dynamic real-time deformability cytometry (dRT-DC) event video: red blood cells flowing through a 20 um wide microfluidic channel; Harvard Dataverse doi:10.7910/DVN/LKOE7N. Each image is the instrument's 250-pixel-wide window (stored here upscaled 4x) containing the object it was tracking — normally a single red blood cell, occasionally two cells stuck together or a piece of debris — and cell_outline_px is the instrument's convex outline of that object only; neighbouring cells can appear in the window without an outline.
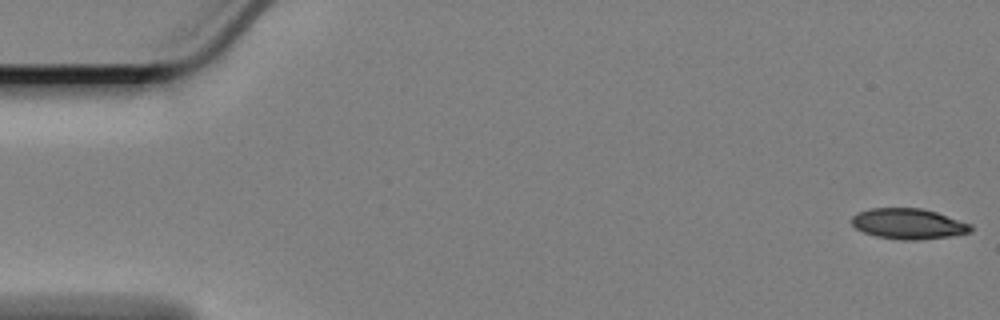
{"species": "Egyptian fruit bat (a non-hibernating species)", "species_latin": "Rousettus aegyptiacus", "temperature_condition": "cold", "stored_images_in_passage": 60, "segment_of_instrument_passage": [1, 2], "camera_frame_rate_fps": 3000, "um_per_image_px": 0.085, "animal": {"sex": "female"}, "frame": {"image": 1, "passage_image": 1, "time_ms": 0.0, "image_size_px": [1000, 320], "cell_outline_px": [[972, 232], [948, 236], [916, 240], [904, 240], [876, 236], [864, 232], [856, 228], [852, 224], [852, 216], [856, 212], [872, 208], [920, 208], [936, 212], [972, 224]], "centroid_in_image_um": [77.21, 19.01], "position_along_channel_um": 7.8, "area_um2": 21.1}}
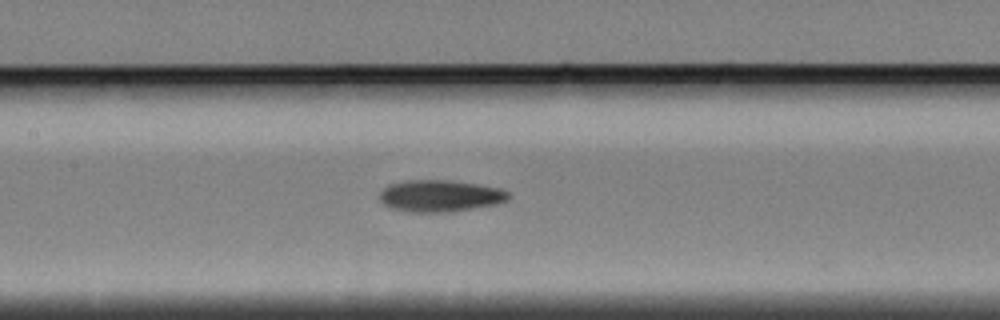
{"frame": {"image": 2, "passage_image": 27, "time_ms": 8.667, "image_size_px": [1000, 320], "cell_outline_px": [[512, 196], [508, 200], [496, 204], [452, 212], [408, 212], [392, 208], [384, 204], [380, 200], [380, 192], [384, 188], [392, 184], [408, 180], [444, 180], [500, 188], [508, 192]], "centroid_in_image_um": [37.42, 16.67], "position_along_channel_um": 170.0, "area_um2": 23.64}}
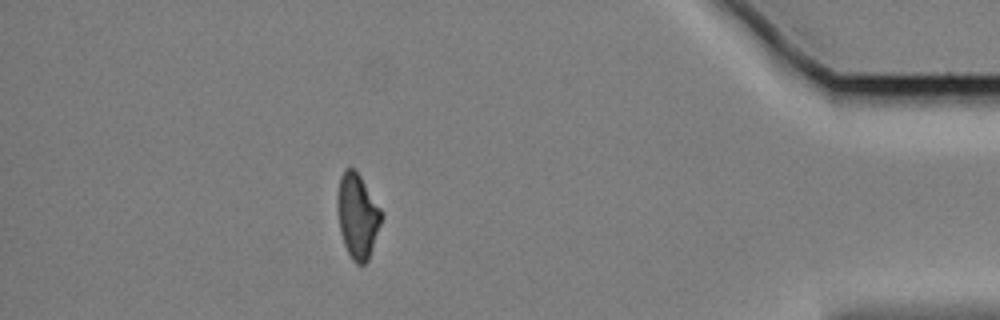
{"frame": {"image": 3, "passage_image": 52, "time_ms": 17.0, "image_size_px": [1000, 320], "cell_outline_px": [[384, 216], [368, 260], [364, 264], [356, 264], [352, 260], [344, 244], [340, 232], [336, 208], [336, 200], [340, 176], [348, 168], [356, 168], [380, 208]], "centroid_in_image_um": [30.38, 18.35], "position_along_channel_um": 404.8, "area_um2": 21.91}}